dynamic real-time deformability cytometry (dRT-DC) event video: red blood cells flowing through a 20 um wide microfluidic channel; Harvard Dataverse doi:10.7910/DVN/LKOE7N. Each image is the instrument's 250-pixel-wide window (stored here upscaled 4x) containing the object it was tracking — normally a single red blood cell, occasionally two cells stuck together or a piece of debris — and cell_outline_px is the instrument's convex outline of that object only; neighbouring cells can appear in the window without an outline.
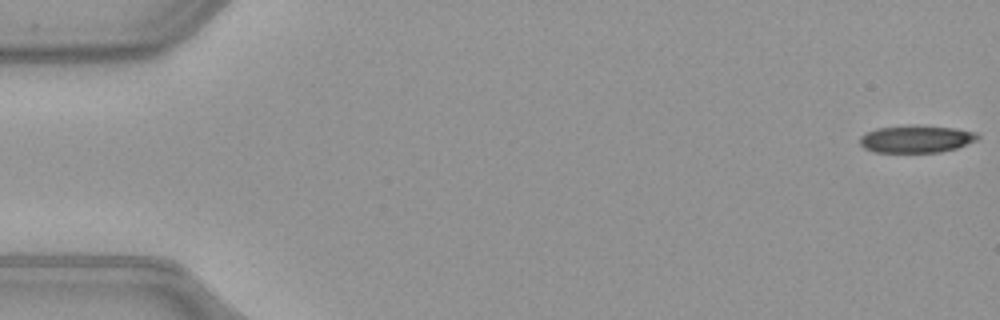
{"species": "common noctule bat (a hibernating species)", "species_latin": "Nyctalus noctula", "temperature_condition": "warm", "stored_images_in_passage": 51, "camera_frame_rate_fps": 3000, "um_per_image_px": 0.085, "animal": {"sex": "female", "body_mass_g": 21.9}, "frame": {"image": 1, "passage_image": 1, "time_ms": 0.0, "image_size_px": [1000, 320], "cell_outline_px": [[980, 136], [976, 140], [956, 148], [940, 152], [872, 152], [864, 148], [860, 144], [860, 136], [864, 132], [876, 128], [916, 124], [956, 128], [976, 132]], "centroid_in_image_um": [77.85, 11.8], "position_along_channel_um": 7.2, "area_um2": 19.07}}
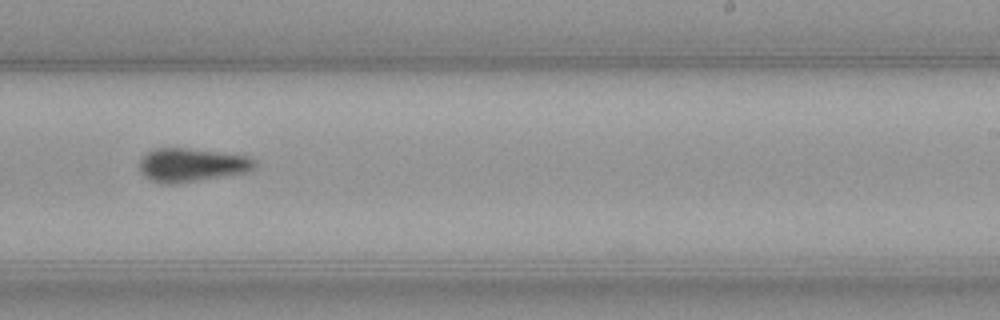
{"frame": {"image": 2, "passage_image": 32, "time_ms": 10.333, "image_size_px": [1000, 320], "cell_outline_px": [[256, 164], [248, 172], [176, 184], [160, 184], [144, 176], [140, 172], [140, 160], [148, 152], [156, 148], [184, 148], [248, 156], [256, 160]], "centroid_in_image_um": [16.27, 14.04], "position_along_channel_um": 272.7, "area_um2": 22.37}}
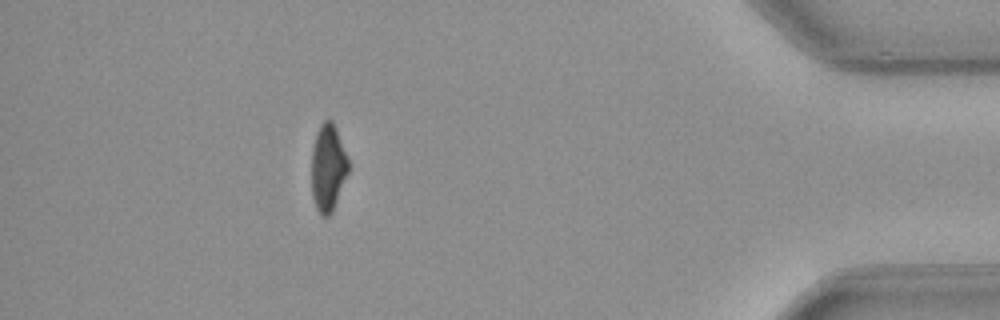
{"frame": {"image": 3, "passage_image": 46, "time_ms": 15.0, "image_size_px": [1000, 320], "cell_outline_px": [[348, 172], [332, 212], [328, 216], [320, 216], [316, 208], [312, 196], [312, 148], [316, 132], [320, 124], [324, 120], [332, 120], [336, 128], [348, 160]], "centroid_in_image_um": [27.86, 14.25], "position_along_channel_um": 407.3, "area_um2": 18.55}, "authors_computed_cell_mechanics": {"area_um2": 21.4438, "velocity_mm_per_s": 4.0362, "shape_relaxation_time_tau1_ms": 10.0407, "shape_relaxation_time_tau2_ms": 4.1502, "deformation_change_tau1": 0.2018, "deformation_change_tau2": 0.0954}}